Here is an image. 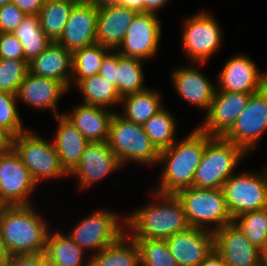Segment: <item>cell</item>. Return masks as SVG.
<instances>
[{
	"label": "cell",
	"mask_w": 267,
	"mask_h": 266,
	"mask_svg": "<svg viewBox=\"0 0 267 266\" xmlns=\"http://www.w3.org/2000/svg\"><path fill=\"white\" fill-rule=\"evenodd\" d=\"M224 63L217 78V90L253 94L261 90V71L245 54H234Z\"/></svg>",
	"instance_id": "cell-19"
},
{
	"label": "cell",
	"mask_w": 267,
	"mask_h": 266,
	"mask_svg": "<svg viewBox=\"0 0 267 266\" xmlns=\"http://www.w3.org/2000/svg\"><path fill=\"white\" fill-rule=\"evenodd\" d=\"M13 149L30 171L37 185L47 179L69 177L52 141L28 129L14 137Z\"/></svg>",
	"instance_id": "cell-8"
},
{
	"label": "cell",
	"mask_w": 267,
	"mask_h": 266,
	"mask_svg": "<svg viewBox=\"0 0 267 266\" xmlns=\"http://www.w3.org/2000/svg\"><path fill=\"white\" fill-rule=\"evenodd\" d=\"M214 249L227 266H261L260 249L254 246L234 222L213 232Z\"/></svg>",
	"instance_id": "cell-17"
},
{
	"label": "cell",
	"mask_w": 267,
	"mask_h": 266,
	"mask_svg": "<svg viewBox=\"0 0 267 266\" xmlns=\"http://www.w3.org/2000/svg\"><path fill=\"white\" fill-rule=\"evenodd\" d=\"M161 37L159 16L152 12H138L116 51L125 57L143 61L152 59L160 49Z\"/></svg>",
	"instance_id": "cell-13"
},
{
	"label": "cell",
	"mask_w": 267,
	"mask_h": 266,
	"mask_svg": "<svg viewBox=\"0 0 267 266\" xmlns=\"http://www.w3.org/2000/svg\"><path fill=\"white\" fill-rule=\"evenodd\" d=\"M77 2H91L92 0H75Z\"/></svg>",
	"instance_id": "cell-54"
},
{
	"label": "cell",
	"mask_w": 267,
	"mask_h": 266,
	"mask_svg": "<svg viewBox=\"0 0 267 266\" xmlns=\"http://www.w3.org/2000/svg\"><path fill=\"white\" fill-rule=\"evenodd\" d=\"M54 118L58 125L52 142L62 167L70 174L80 163L89 141L63 114Z\"/></svg>",
	"instance_id": "cell-25"
},
{
	"label": "cell",
	"mask_w": 267,
	"mask_h": 266,
	"mask_svg": "<svg viewBox=\"0 0 267 266\" xmlns=\"http://www.w3.org/2000/svg\"><path fill=\"white\" fill-rule=\"evenodd\" d=\"M261 88L264 91H267V72L261 71Z\"/></svg>",
	"instance_id": "cell-51"
},
{
	"label": "cell",
	"mask_w": 267,
	"mask_h": 266,
	"mask_svg": "<svg viewBox=\"0 0 267 266\" xmlns=\"http://www.w3.org/2000/svg\"><path fill=\"white\" fill-rule=\"evenodd\" d=\"M12 34L22 44L24 57L28 62L39 56L52 43L41 28L38 15H26Z\"/></svg>",
	"instance_id": "cell-31"
},
{
	"label": "cell",
	"mask_w": 267,
	"mask_h": 266,
	"mask_svg": "<svg viewBox=\"0 0 267 266\" xmlns=\"http://www.w3.org/2000/svg\"><path fill=\"white\" fill-rule=\"evenodd\" d=\"M0 128L9 131L14 137L27 131L18 110L16 95L0 91Z\"/></svg>",
	"instance_id": "cell-38"
},
{
	"label": "cell",
	"mask_w": 267,
	"mask_h": 266,
	"mask_svg": "<svg viewBox=\"0 0 267 266\" xmlns=\"http://www.w3.org/2000/svg\"><path fill=\"white\" fill-rule=\"evenodd\" d=\"M72 63V53L59 43L52 42L45 51L29 62V72L58 80L70 91Z\"/></svg>",
	"instance_id": "cell-24"
},
{
	"label": "cell",
	"mask_w": 267,
	"mask_h": 266,
	"mask_svg": "<svg viewBox=\"0 0 267 266\" xmlns=\"http://www.w3.org/2000/svg\"><path fill=\"white\" fill-rule=\"evenodd\" d=\"M11 3L15 4L26 15H39L45 0H12Z\"/></svg>",
	"instance_id": "cell-43"
},
{
	"label": "cell",
	"mask_w": 267,
	"mask_h": 266,
	"mask_svg": "<svg viewBox=\"0 0 267 266\" xmlns=\"http://www.w3.org/2000/svg\"><path fill=\"white\" fill-rule=\"evenodd\" d=\"M233 222L254 246L263 247L267 237V208L243 213Z\"/></svg>",
	"instance_id": "cell-35"
},
{
	"label": "cell",
	"mask_w": 267,
	"mask_h": 266,
	"mask_svg": "<svg viewBox=\"0 0 267 266\" xmlns=\"http://www.w3.org/2000/svg\"><path fill=\"white\" fill-rule=\"evenodd\" d=\"M91 3L100 8L109 5H120V0H92Z\"/></svg>",
	"instance_id": "cell-49"
},
{
	"label": "cell",
	"mask_w": 267,
	"mask_h": 266,
	"mask_svg": "<svg viewBox=\"0 0 267 266\" xmlns=\"http://www.w3.org/2000/svg\"><path fill=\"white\" fill-rule=\"evenodd\" d=\"M14 136L4 128H0V155L9 153L13 149Z\"/></svg>",
	"instance_id": "cell-44"
},
{
	"label": "cell",
	"mask_w": 267,
	"mask_h": 266,
	"mask_svg": "<svg viewBox=\"0 0 267 266\" xmlns=\"http://www.w3.org/2000/svg\"><path fill=\"white\" fill-rule=\"evenodd\" d=\"M12 0H0V6L11 3Z\"/></svg>",
	"instance_id": "cell-53"
},
{
	"label": "cell",
	"mask_w": 267,
	"mask_h": 266,
	"mask_svg": "<svg viewBox=\"0 0 267 266\" xmlns=\"http://www.w3.org/2000/svg\"><path fill=\"white\" fill-rule=\"evenodd\" d=\"M160 93L149 86L144 91L122 97L120 106H123V111L119 114L126 120L144 125L151 116L165 107Z\"/></svg>",
	"instance_id": "cell-26"
},
{
	"label": "cell",
	"mask_w": 267,
	"mask_h": 266,
	"mask_svg": "<svg viewBox=\"0 0 267 266\" xmlns=\"http://www.w3.org/2000/svg\"><path fill=\"white\" fill-rule=\"evenodd\" d=\"M109 51L110 49L100 44H94L74 51L72 53L71 87L74 88L82 79L97 75L103 58Z\"/></svg>",
	"instance_id": "cell-34"
},
{
	"label": "cell",
	"mask_w": 267,
	"mask_h": 266,
	"mask_svg": "<svg viewBox=\"0 0 267 266\" xmlns=\"http://www.w3.org/2000/svg\"><path fill=\"white\" fill-rule=\"evenodd\" d=\"M204 64L206 63L190 62L182 67L179 65L172 70L170 78L183 101L206 113L215 97L217 84H212V80L198 70V66Z\"/></svg>",
	"instance_id": "cell-15"
},
{
	"label": "cell",
	"mask_w": 267,
	"mask_h": 266,
	"mask_svg": "<svg viewBox=\"0 0 267 266\" xmlns=\"http://www.w3.org/2000/svg\"><path fill=\"white\" fill-rule=\"evenodd\" d=\"M76 87L79 94L82 93L84 104L101 106L116 112L113 108L121 102L116 88L100 74L80 80L74 88Z\"/></svg>",
	"instance_id": "cell-29"
},
{
	"label": "cell",
	"mask_w": 267,
	"mask_h": 266,
	"mask_svg": "<svg viewBox=\"0 0 267 266\" xmlns=\"http://www.w3.org/2000/svg\"><path fill=\"white\" fill-rule=\"evenodd\" d=\"M28 72L27 60L0 59V91L16 95Z\"/></svg>",
	"instance_id": "cell-37"
},
{
	"label": "cell",
	"mask_w": 267,
	"mask_h": 266,
	"mask_svg": "<svg viewBox=\"0 0 267 266\" xmlns=\"http://www.w3.org/2000/svg\"><path fill=\"white\" fill-rule=\"evenodd\" d=\"M55 231L50 229L47 235L46 257L60 266H90V256L86 257V252L64 230Z\"/></svg>",
	"instance_id": "cell-27"
},
{
	"label": "cell",
	"mask_w": 267,
	"mask_h": 266,
	"mask_svg": "<svg viewBox=\"0 0 267 266\" xmlns=\"http://www.w3.org/2000/svg\"><path fill=\"white\" fill-rule=\"evenodd\" d=\"M44 253L17 254L10 256L7 266H42Z\"/></svg>",
	"instance_id": "cell-42"
},
{
	"label": "cell",
	"mask_w": 267,
	"mask_h": 266,
	"mask_svg": "<svg viewBox=\"0 0 267 266\" xmlns=\"http://www.w3.org/2000/svg\"><path fill=\"white\" fill-rule=\"evenodd\" d=\"M0 59L26 60L22 44L12 33H0Z\"/></svg>",
	"instance_id": "cell-40"
},
{
	"label": "cell",
	"mask_w": 267,
	"mask_h": 266,
	"mask_svg": "<svg viewBox=\"0 0 267 266\" xmlns=\"http://www.w3.org/2000/svg\"><path fill=\"white\" fill-rule=\"evenodd\" d=\"M143 62V60L125 57L118 53L116 90L121 98L148 88V86L144 85Z\"/></svg>",
	"instance_id": "cell-32"
},
{
	"label": "cell",
	"mask_w": 267,
	"mask_h": 266,
	"mask_svg": "<svg viewBox=\"0 0 267 266\" xmlns=\"http://www.w3.org/2000/svg\"><path fill=\"white\" fill-rule=\"evenodd\" d=\"M118 213L114 209L94 210L75 224L67 235L90 256L98 254L126 232L125 216Z\"/></svg>",
	"instance_id": "cell-7"
},
{
	"label": "cell",
	"mask_w": 267,
	"mask_h": 266,
	"mask_svg": "<svg viewBox=\"0 0 267 266\" xmlns=\"http://www.w3.org/2000/svg\"><path fill=\"white\" fill-rule=\"evenodd\" d=\"M210 138L196 126L183 139H177L170 147L161 150L157 164L164 168L157 186L151 189L161 195L176 196L193 186L196 169Z\"/></svg>",
	"instance_id": "cell-1"
},
{
	"label": "cell",
	"mask_w": 267,
	"mask_h": 266,
	"mask_svg": "<svg viewBox=\"0 0 267 266\" xmlns=\"http://www.w3.org/2000/svg\"><path fill=\"white\" fill-rule=\"evenodd\" d=\"M34 205L1 206L0 236L10 256L45 253L50 223Z\"/></svg>",
	"instance_id": "cell-3"
},
{
	"label": "cell",
	"mask_w": 267,
	"mask_h": 266,
	"mask_svg": "<svg viewBox=\"0 0 267 266\" xmlns=\"http://www.w3.org/2000/svg\"><path fill=\"white\" fill-rule=\"evenodd\" d=\"M10 259V255L4 246V243L0 236V266H7Z\"/></svg>",
	"instance_id": "cell-48"
},
{
	"label": "cell",
	"mask_w": 267,
	"mask_h": 266,
	"mask_svg": "<svg viewBox=\"0 0 267 266\" xmlns=\"http://www.w3.org/2000/svg\"><path fill=\"white\" fill-rule=\"evenodd\" d=\"M198 266H227L221 255L213 249Z\"/></svg>",
	"instance_id": "cell-45"
},
{
	"label": "cell",
	"mask_w": 267,
	"mask_h": 266,
	"mask_svg": "<svg viewBox=\"0 0 267 266\" xmlns=\"http://www.w3.org/2000/svg\"><path fill=\"white\" fill-rule=\"evenodd\" d=\"M177 120L166 107L151 116L143 126L146 135L159 150L170 147L177 141Z\"/></svg>",
	"instance_id": "cell-33"
},
{
	"label": "cell",
	"mask_w": 267,
	"mask_h": 266,
	"mask_svg": "<svg viewBox=\"0 0 267 266\" xmlns=\"http://www.w3.org/2000/svg\"><path fill=\"white\" fill-rule=\"evenodd\" d=\"M148 192L152 203L125 214L126 232L134 240H166L189 227L183 206L176 196L161 195L152 189Z\"/></svg>",
	"instance_id": "cell-2"
},
{
	"label": "cell",
	"mask_w": 267,
	"mask_h": 266,
	"mask_svg": "<svg viewBox=\"0 0 267 266\" xmlns=\"http://www.w3.org/2000/svg\"><path fill=\"white\" fill-rule=\"evenodd\" d=\"M107 143L124 167L126 163L157 165L160 151L150 141L142 125L133 123L115 112L109 126Z\"/></svg>",
	"instance_id": "cell-4"
},
{
	"label": "cell",
	"mask_w": 267,
	"mask_h": 266,
	"mask_svg": "<svg viewBox=\"0 0 267 266\" xmlns=\"http://www.w3.org/2000/svg\"><path fill=\"white\" fill-rule=\"evenodd\" d=\"M120 168L122 164L110 149L107 141L89 142L80 163L69 176L77 179L78 189L82 191L88 190Z\"/></svg>",
	"instance_id": "cell-14"
},
{
	"label": "cell",
	"mask_w": 267,
	"mask_h": 266,
	"mask_svg": "<svg viewBox=\"0 0 267 266\" xmlns=\"http://www.w3.org/2000/svg\"><path fill=\"white\" fill-rule=\"evenodd\" d=\"M140 251L141 266H178L166 240H136Z\"/></svg>",
	"instance_id": "cell-36"
},
{
	"label": "cell",
	"mask_w": 267,
	"mask_h": 266,
	"mask_svg": "<svg viewBox=\"0 0 267 266\" xmlns=\"http://www.w3.org/2000/svg\"><path fill=\"white\" fill-rule=\"evenodd\" d=\"M98 8L91 2H77L57 43L73 53L96 44Z\"/></svg>",
	"instance_id": "cell-18"
},
{
	"label": "cell",
	"mask_w": 267,
	"mask_h": 266,
	"mask_svg": "<svg viewBox=\"0 0 267 266\" xmlns=\"http://www.w3.org/2000/svg\"><path fill=\"white\" fill-rule=\"evenodd\" d=\"M118 66V52L110 50L103 58L99 73L116 88V70Z\"/></svg>",
	"instance_id": "cell-41"
},
{
	"label": "cell",
	"mask_w": 267,
	"mask_h": 266,
	"mask_svg": "<svg viewBox=\"0 0 267 266\" xmlns=\"http://www.w3.org/2000/svg\"><path fill=\"white\" fill-rule=\"evenodd\" d=\"M75 0L45 1L39 12L40 26L51 42H57L64 31Z\"/></svg>",
	"instance_id": "cell-30"
},
{
	"label": "cell",
	"mask_w": 267,
	"mask_h": 266,
	"mask_svg": "<svg viewBox=\"0 0 267 266\" xmlns=\"http://www.w3.org/2000/svg\"><path fill=\"white\" fill-rule=\"evenodd\" d=\"M170 0H144V12L156 13L163 8Z\"/></svg>",
	"instance_id": "cell-46"
},
{
	"label": "cell",
	"mask_w": 267,
	"mask_h": 266,
	"mask_svg": "<svg viewBox=\"0 0 267 266\" xmlns=\"http://www.w3.org/2000/svg\"><path fill=\"white\" fill-rule=\"evenodd\" d=\"M69 90L58 80L36 76L30 72L20 84L16 94L17 101L23 102L35 110L50 109L53 117L59 113L58 103Z\"/></svg>",
	"instance_id": "cell-20"
},
{
	"label": "cell",
	"mask_w": 267,
	"mask_h": 266,
	"mask_svg": "<svg viewBox=\"0 0 267 266\" xmlns=\"http://www.w3.org/2000/svg\"><path fill=\"white\" fill-rule=\"evenodd\" d=\"M120 5L137 12H144V0H120Z\"/></svg>",
	"instance_id": "cell-47"
},
{
	"label": "cell",
	"mask_w": 267,
	"mask_h": 266,
	"mask_svg": "<svg viewBox=\"0 0 267 266\" xmlns=\"http://www.w3.org/2000/svg\"><path fill=\"white\" fill-rule=\"evenodd\" d=\"M225 202L232 219L267 208V165L259 172L233 174L223 184Z\"/></svg>",
	"instance_id": "cell-10"
},
{
	"label": "cell",
	"mask_w": 267,
	"mask_h": 266,
	"mask_svg": "<svg viewBox=\"0 0 267 266\" xmlns=\"http://www.w3.org/2000/svg\"><path fill=\"white\" fill-rule=\"evenodd\" d=\"M37 183L21 158L12 149L0 155V204L2 206L32 205L30 197Z\"/></svg>",
	"instance_id": "cell-12"
},
{
	"label": "cell",
	"mask_w": 267,
	"mask_h": 266,
	"mask_svg": "<svg viewBox=\"0 0 267 266\" xmlns=\"http://www.w3.org/2000/svg\"><path fill=\"white\" fill-rule=\"evenodd\" d=\"M42 266H60V265L48 259L44 253V260L42 261Z\"/></svg>",
	"instance_id": "cell-52"
},
{
	"label": "cell",
	"mask_w": 267,
	"mask_h": 266,
	"mask_svg": "<svg viewBox=\"0 0 267 266\" xmlns=\"http://www.w3.org/2000/svg\"><path fill=\"white\" fill-rule=\"evenodd\" d=\"M178 266H198L214 249L213 232L189 226L166 239Z\"/></svg>",
	"instance_id": "cell-21"
},
{
	"label": "cell",
	"mask_w": 267,
	"mask_h": 266,
	"mask_svg": "<svg viewBox=\"0 0 267 266\" xmlns=\"http://www.w3.org/2000/svg\"><path fill=\"white\" fill-rule=\"evenodd\" d=\"M250 95L216 90L206 117L197 127L211 137H223L243 112Z\"/></svg>",
	"instance_id": "cell-16"
},
{
	"label": "cell",
	"mask_w": 267,
	"mask_h": 266,
	"mask_svg": "<svg viewBox=\"0 0 267 266\" xmlns=\"http://www.w3.org/2000/svg\"><path fill=\"white\" fill-rule=\"evenodd\" d=\"M137 13V11L121 5L98 8L96 44L110 50H117Z\"/></svg>",
	"instance_id": "cell-22"
},
{
	"label": "cell",
	"mask_w": 267,
	"mask_h": 266,
	"mask_svg": "<svg viewBox=\"0 0 267 266\" xmlns=\"http://www.w3.org/2000/svg\"><path fill=\"white\" fill-rule=\"evenodd\" d=\"M25 16L13 3L0 6V33H13Z\"/></svg>",
	"instance_id": "cell-39"
},
{
	"label": "cell",
	"mask_w": 267,
	"mask_h": 266,
	"mask_svg": "<svg viewBox=\"0 0 267 266\" xmlns=\"http://www.w3.org/2000/svg\"><path fill=\"white\" fill-rule=\"evenodd\" d=\"M261 266H267V237L265 239L263 247L260 249Z\"/></svg>",
	"instance_id": "cell-50"
},
{
	"label": "cell",
	"mask_w": 267,
	"mask_h": 266,
	"mask_svg": "<svg viewBox=\"0 0 267 266\" xmlns=\"http://www.w3.org/2000/svg\"><path fill=\"white\" fill-rule=\"evenodd\" d=\"M181 26L182 51L190 62H207L222 45L223 34L218 20L207 10L185 18Z\"/></svg>",
	"instance_id": "cell-9"
},
{
	"label": "cell",
	"mask_w": 267,
	"mask_h": 266,
	"mask_svg": "<svg viewBox=\"0 0 267 266\" xmlns=\"http://www.w3.org/2000/svg\"><path fill=\"white\" fill-rule=\"evenodd\" d=\"M90 259V266H141L136 240L127 232Z\"/></svg>",
	"instance_id": "cell-28"
},
{
	"label": "cell",
	"mask_w": 267,
	"mask_h": 266,
	"mask_svg": "<svg viewBox=\"0 0 267 266\" xmlns=\"http://www.w3.org/2000/svg\"><path fill=\"white\" fill-rule=\"evenodd\" d=\"M248 154L236 144L223 137H211L204 149L202 159L196 169L193 187L200 189L222 188L236 172L238 164Z\"/></svg>",
	"instance_id": "cell-5"
},
{
	"label": "cell",
	"mask_w": 267,
	"mask_h": 266,
	"mask_svg": "<svg viewBox=\"0 0 267 266\" xmlns=\"http://www.w3.org/2000/svg\"><path fill=\"white\" fill-rule=\"evenodd\" d=\"M266 132L267 91L261 89L250 95L243 112L223 138L241 147L249 155Z\"/></svg>",
	"instance_id": "cell-11"
},
{
	"label": "cell",
	"mask_w": 267,
	"mask_h": 266,
	"mask_svg": "<svg viewBox=\"0 0 267 266\" xmlns=\"http://www.w3.org/2000/svg\"><path fill=\"white\" fill-rule=\"evenodd\" d=\"M115 111L101 106L78 103L63 115L89 142L107 141Z\"/></svg>",
	"instance_id": "cell-23"
},
{
	"label": "cell",
	"mask_w": 267,
	"mask_h": 266,
	"mask_svg": "<svg viewBox=\"0 0 267 266\" xmlns=\"http://www.w3.org/2000/svg\"><path fill=\"white\" fill-rule=\"evenodd\" d=\"M176 197L183 206L189 226L214 232L233 222L222 188L200 189L191 186Z\"/></svg>",
	"instance_id": "cell-6"
}]
</instances>
